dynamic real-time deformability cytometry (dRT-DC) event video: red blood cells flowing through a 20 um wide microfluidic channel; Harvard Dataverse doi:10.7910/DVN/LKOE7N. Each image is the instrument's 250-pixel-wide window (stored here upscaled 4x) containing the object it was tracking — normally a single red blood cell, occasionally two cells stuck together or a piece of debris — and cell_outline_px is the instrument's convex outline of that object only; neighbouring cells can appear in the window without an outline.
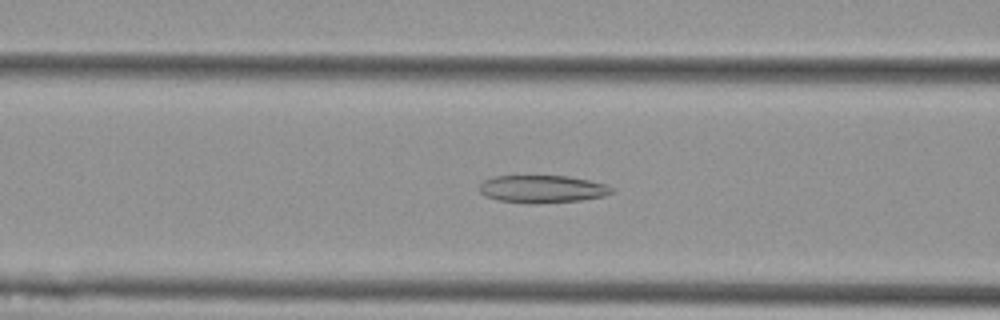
{"species": "Egyptian fruit bat (a non-hibernating species)", "species_latin": "Rousettus aegyptiacus", "temperature_condition": "cold", "stored_images_in_passage": 55, "camera_frame_rate_fps": 3000, "um_per_image_px": 0.085, "animal": {"sex": "female"}, "frame": {"image": 1, "passage_image": 22, "time_ms": 7.0, "image_size_px": [1000, 320], "cell_outline_px": [[612, 192], [604, 196], [580, 200], [536, 204], [524, 204], [496, 200], [484, 196], [480, 192], [480, 184], [484, 180], [492, 176], [568, 176], [588, 180], [604, 184], [612, 188]], "centroid_in_image_um": [46.03, 16.08], "position_along_channel_um": 120.6, "area_um2": 21.39}}
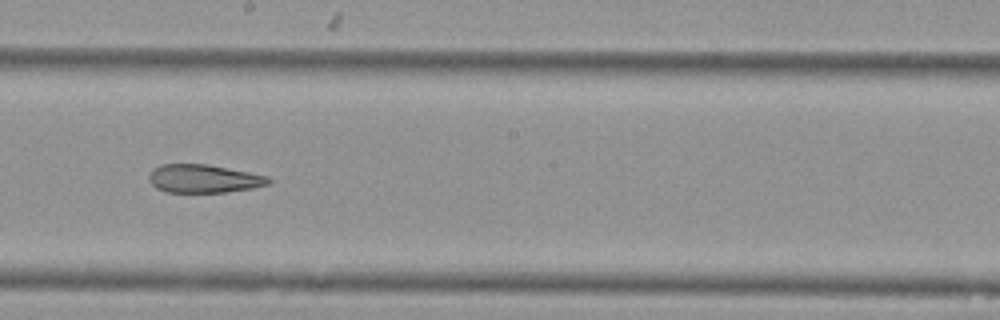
{"frame": {"image": 2, "passage_image": 31, "time_ms": 10.0, "image_size_px": [1000, 320], "cell_outline_px": [[272, 184], [252, 188], [224, 192], [168, 192], [156, 188], [152, 184], [148, 176], [152, 168], [160, 164], [208, 164], [268, 176], [272, 180]], "centroid_in_image_um": [17.32, 15.18], "position_along_channel_um": 230.9, "area_um2": 19.77}}
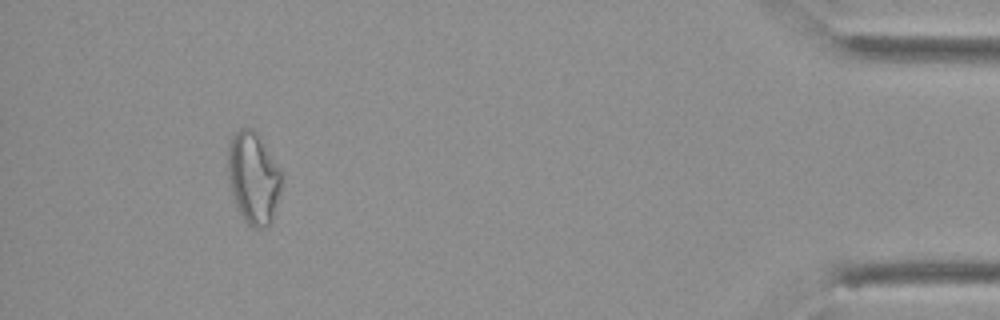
{"frame": {"image": 3, "passage_image": 51, "time_ms": 16.667, "image_size_px": [1000, 320], "cell_outline_px": [[280, 192], [272, 220], [264, 228], [252, 228], [244, 220], [236, 204], [228, 180], [228, 148], [232, 136], [240, 128], [252, 128], [280, 172]], "centroid_in_image_um": [21.5, 15.17], "position_along_channel_um": 413.7, "area_um2": 27.74}, "authors_computed_cell_mechanics": {"area_um2": 25.4898, "velocity_mm_per_s": 3.6884, "shape_relaxation_time_tau1_ms": null, "shape_relaxation_time_tau2_ms": 3.8626, "deformation_change_tau1": null, "deformation_change_tau2": 0.1282}}